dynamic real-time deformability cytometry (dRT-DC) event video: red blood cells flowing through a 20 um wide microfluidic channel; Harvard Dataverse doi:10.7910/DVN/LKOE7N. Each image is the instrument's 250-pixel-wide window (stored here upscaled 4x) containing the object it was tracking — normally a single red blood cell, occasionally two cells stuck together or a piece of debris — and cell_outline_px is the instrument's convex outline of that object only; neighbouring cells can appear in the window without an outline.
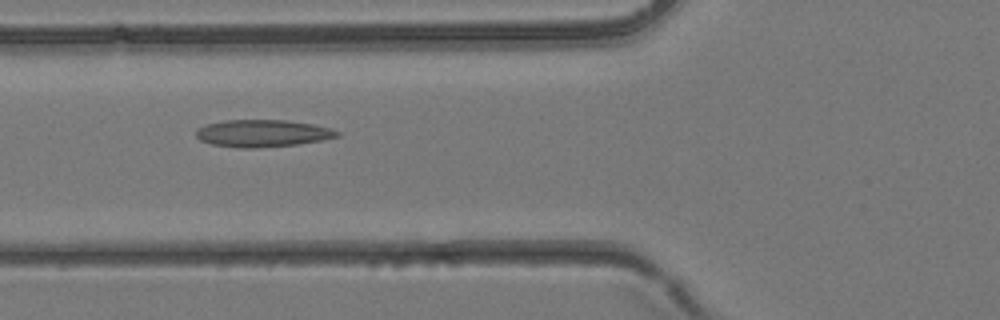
{"species": "common noctule bat (a hibernating species)", "species_latin": "Nyctalus noctula", "temperature_condition": "room temperature", "stored_images_in_passage": 3, "camera_frame_rate_fps": 3000, "um_per_image_px": 0.085, "animal": {"sex": "female", "body_mass_g": 24.6, "forearm_length_mm": 56.2}, "frame": {"image": 1, "passage_image": 3, "time_ms": 0.667, "image_size_px": [1000, 320], "cell_outline_px": [[340, 136], [324, 140], [300, 144], [256, 148], [236, 148], [212, 144], [200, 140], [196, 136], [196, 128], [208, 124], [224, 120], [288, 120], [312, 124], [332, 128], [340, 132]], "centroid_in_image_um": [22.34, 11.33], "position_along_channel_um": 103.5, "area_um2": 22.6}}